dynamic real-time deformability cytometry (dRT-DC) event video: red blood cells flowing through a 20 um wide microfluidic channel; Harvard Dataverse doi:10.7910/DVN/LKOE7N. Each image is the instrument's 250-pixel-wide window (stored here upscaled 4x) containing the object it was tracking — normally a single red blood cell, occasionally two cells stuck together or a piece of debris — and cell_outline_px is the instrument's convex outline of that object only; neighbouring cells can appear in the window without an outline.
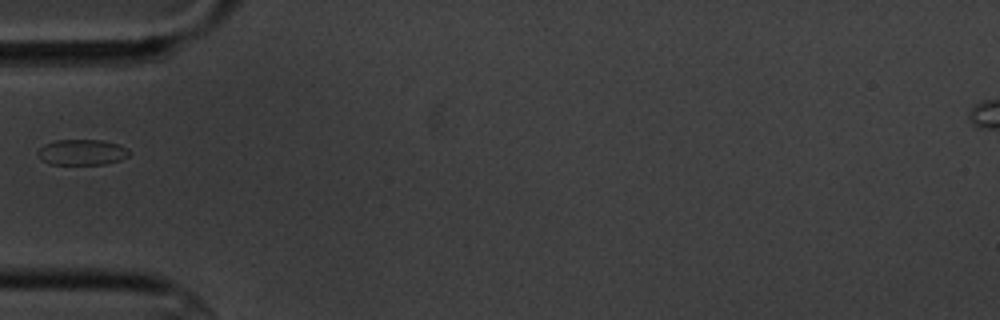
{"species": "common noctule bat (a hibernating species)", "species_latin": "Nyctalus noctula", "temperature_condition": "cold", "stored_images_in_passage": 12, "camera_frame_rate_fps": 3000, "um_per_image_px": 0.085, "animal": {"sex": "male", "body_mass_g": 20.1, "forearm_length_mm": 53.5}, "frame": {"image": 1, "passage_image": 1, "time_ms": 0.0, "image_size_px": [1000, 320], "cell_outline_px": [[132, 152], [128, 156], [120, 160], [104, 164], [48, 164], [40, 160], [36, 152], [44, 144], [56, 140], [100, 140], [120, 144], [128, 148]], "centroid_in_image_um": [6.97, 12.94], "position_along_channel_um": 78.0, "area_um2": 13.87}}
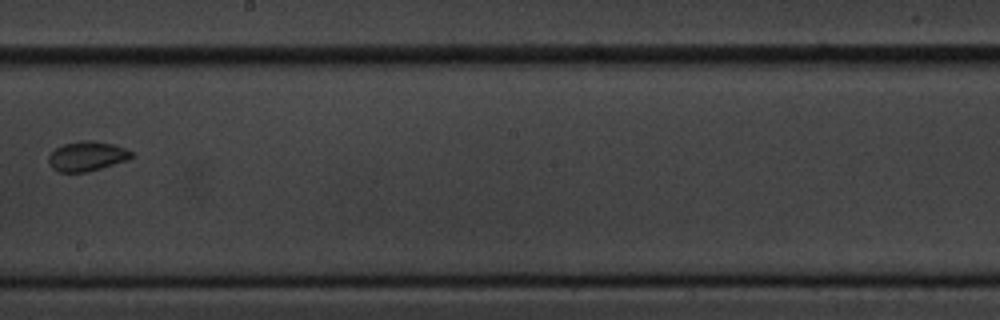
{"frame": {"image": 2, "passage_image": 5, "time_ms": 4.667, "image_size_px": [1000, 320], "cell_outline_px": [[132, 156], [124, 160], [88, 172], [60, 172], [52, 168], [48, 164], [48, 156], [56, 148], [64, 144], [80, 140], [92, 140], [112, 144], [124, 148], [132, 152]], "centroid_in_image_um": [7.33, 13.27], "position_along_channel_um": 240.9, "area_um2": 14.1}}
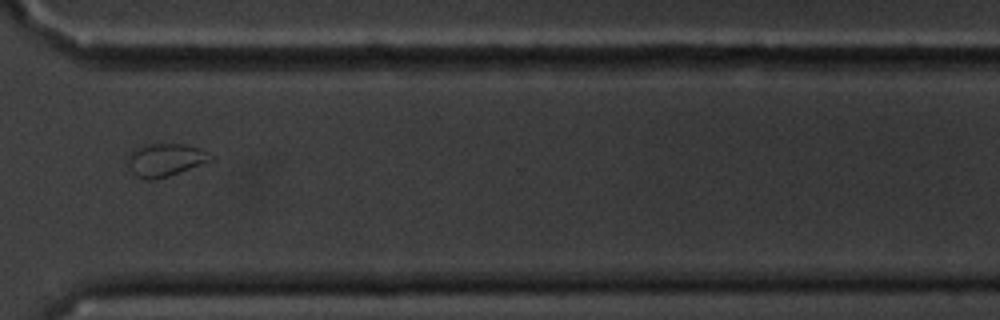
{"frame": {"image": 3, "passage_image": 8, "time_ms": 8.0, "image_size_px": [1000, 320], "cell_outline_px": [[216, 160], [168, 176], [152, 180], [148, 180], [136, 176], [132, 172], [128, 164], [128, 156], [136, 148], [148, 144], [184, 144], [200, 148], [216, 156]], "centroid_in_image_um": [14.13, 13.59], "position_along_channel_um": 356.5, "area_um2": 16.01}}